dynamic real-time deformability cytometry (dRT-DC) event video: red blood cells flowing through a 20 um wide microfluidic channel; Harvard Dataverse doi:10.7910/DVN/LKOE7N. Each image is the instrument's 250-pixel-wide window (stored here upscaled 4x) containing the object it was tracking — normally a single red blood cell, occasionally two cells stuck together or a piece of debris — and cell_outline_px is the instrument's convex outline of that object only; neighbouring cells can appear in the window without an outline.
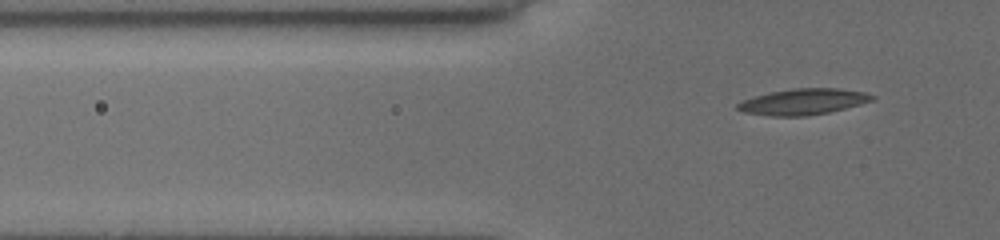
{"species": "common noctule bat (a hibernating species)", "species_latin": "Nyctalus noctula", "temperature_condition": "cold", "stored_images_in_passage": 34, "camera_frame_rate_fps": 3000, "um_per_image_px": 0.085, "animal": {"sex": "female", "body_mass_g": 19.5, "forearm_length_mm": 54.1}, "frame": {"image": 1, "passage_image": 2, "time_ms": 0.333, "image_size_px": [1000, 240], "cell_outline_px": [[872, 100], [844, 108], [828, 112], [804, 116], [772, 116], [744, 112], [736, 108], [736, 104], [744, 100], [756, 96], [772, 92], [796, 88], [832, 88], [860, 92], [872, 96]], "centroid_in_image_um": [68.18, 8.65], "position_along_channel_um": 57.6, "area_um2": 19.65}}
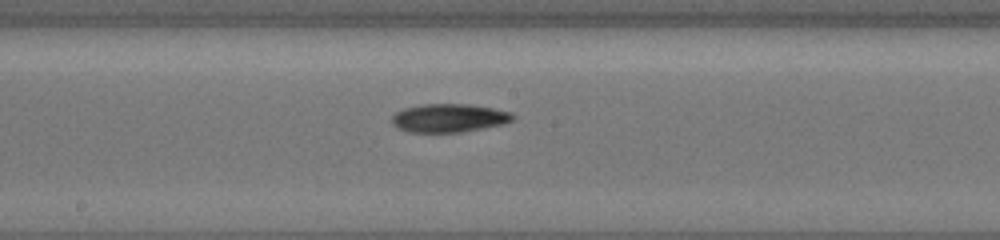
{"frame": {"image": 2, "passage_image": 15, "time_ms": 4.667, "image_size_px": [1000, 240], "cell_outline_px": [[512, 120], [500, 124], [460, 132], [408, 132], [396, 128], [392, 124], [392, 116], [396, 112], [404, 108], [424, 104], [468, 104], [492, 108], [508, 112], [512, 116]], "centroid_in_image_um": [38.06, 10.03], "position_along_channel_um": 210.1, "area_um2": 19.65}}
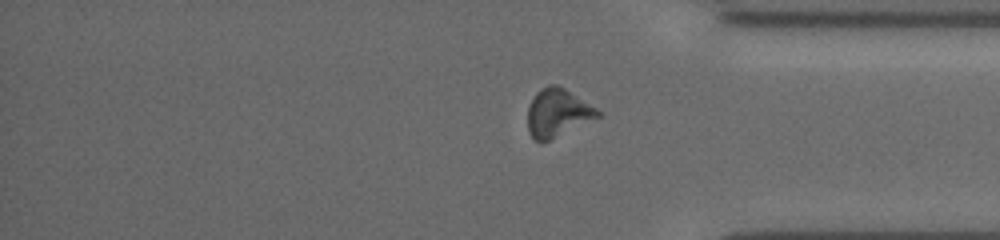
{"frame": {"image": 3, "passage_image": 29, "time_ms": 9.333, "image_size_px": [1000, 240], "cell_outline_px": [[600, 116], [540, 144], [528, 132], [528, 108], [536, 92], [540, 88], [548, 84], [556, 84], [564, 88], [596, 108], [600, 112]], "centroid_in_image_um": [47.36, 9.58], "position_along_channel_um": 387.8, "area_um2": 19.31}}